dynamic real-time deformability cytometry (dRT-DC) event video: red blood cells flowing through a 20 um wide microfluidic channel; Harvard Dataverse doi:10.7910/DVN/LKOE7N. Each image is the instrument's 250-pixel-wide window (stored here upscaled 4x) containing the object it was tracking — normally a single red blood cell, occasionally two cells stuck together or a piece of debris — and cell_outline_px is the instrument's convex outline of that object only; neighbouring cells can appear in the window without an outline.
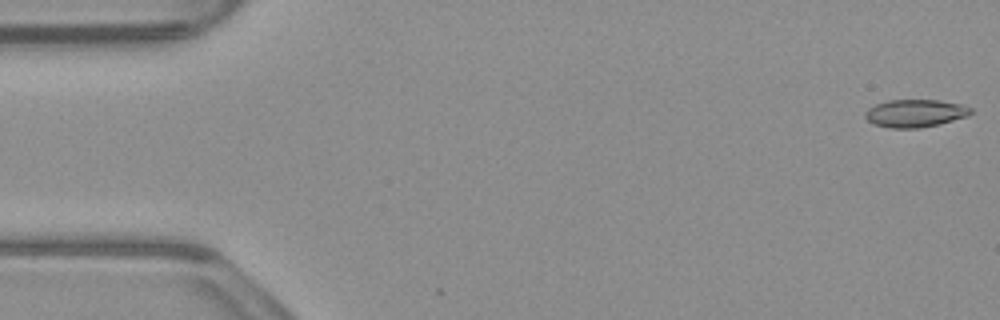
{"species": "common noctule bat (a hibernating species)", "species_latin": "Nyctalus noctula", "temperature_condition": "warm", "stored_images_in_passage": 6, "camera_frame_rate_fps": 3000, "um_per_image_px": 0.085, "animal": {"sex": "male", "body_mass_g": 23.1, "forearm_length_mm": 52.7}, "frame": {"image": 1, "passage_image": 1, "time_ms": 0.0, "image_size_px": [1000, 320], "cell_outline_px": [[972, 112], [968, 116], [940, 124], [920, 128], [888, 128], [872, 124], [864, 116], [864, 112], [868, 108], [876, 104], [888, 100], [940, 100], [964, 104], [972, 108]], "centroid_in_image_um": [77.8, 9.63], "position_along_channel_um": 7.2, "area_um2": 17.34}}